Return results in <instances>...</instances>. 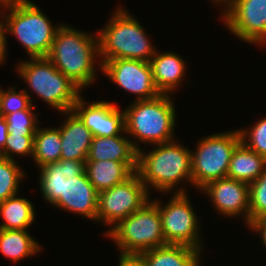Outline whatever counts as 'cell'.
I'll return each mask as SVG.
<instances>
[{"label": "cell", "instance_id": "10", "mask_svg": "<svg viewBox=\"0 0 266 266\" xmlns=\"http://www.w3.org/2000/svg\"><path fill=\"white\" fill-rule=\"evenodd\" d=\"M137 172L98 193L96 223L108 226L106 235L121 220L140 209L151 197ZM110 227V228H109Z\"/></svg>", "mask_w": 266, "mask_h": 266}, {"label": "cell", "instance_id": "13", "mask_svg": "<svg viewBox=\"0 0 266 266\" xmlns=\"http://www.w3.org/2000/svg\"><path fill=\"white\" fill-rule=\"evenodd\" d=\"M199 192L210 199L217 214L226 219L242 216L245 226L249 225V184L225 177L209 182Z\"/></svg>", "mask_w": 266, "mask_h": 266}, {"label": "cell", "instance_id": "23", "mask_svg": "<svg viewBox=\"0 0 266 266\" xmlns=\"http://www.w3.org/2000/svg\"><path fill=\"white\" fill-rule=\"evenodd\" d=\"M85 173L99 193L125 181L134 172L123 162L99 160L86 161Z\"/></svg>", "mask_w": 266, "mask_h": 266}, {"label": "cell", "instance_id": "3", "mask_svg": "<svg viewBox=\"0 0 266 266\" xmlns=\"http://www.w3.org/2000/svg\"><path fill=\"white\" fill-rule=\"evenodd\" d=\"M172 96L160 94L150 100L133 101L124 108L125 133L137 151L142 149L140 143L151 147L177 139V112Z\"/></svg>", "mask_w": 266, "mask_h": 266}, {"label": "cell", "instance_id": "8", "mask_svg": "<svg viewBox=\"0 0 266 266\" xmlns=\"http://www.w3.org/2000/svg\"><path fill=\"white\" fill-rule=\"evenodd\" d=\"M223 132L199 137L194 151L191 149L192 187L197 191L209 182L227 177L231 156L241 136L239 129Z\"/></svg>", "mask_w": 266, "mask_h": 266}, {"label": "cell", "instance_id": "20", "mask_svg": "<svg viewBox=\"0 0 266 266\" xmlns=\"http://www.w3.org/2000/svg\"><path fill=\"white\" fill-rule=\"evenodd\" d=\"M203 252L181 244H166L142 252L134 259L141 266H202Z\"/></svg>", "mask_w": 266, "mask_h": 266}, {"label": "cell", "instance_id": "15", "mask_svg": "<svg viewBox=\"0 0 266 266\" xmlns=\"http://www.w3.org/2000/svg\"><path fill=\"white\" fill-rule=\"evenodd\" d=\"M39 190L43 199L52 206L60 196H64L68 183L73 177L85 173V162L60 159L38 169Z\"/></svg>", "mask_w": 266, "mask_h": 266}, {"label": "cell", "instance_id": "36", "mask_svg": "<svg viewBox=\"0 0 266 266\" xmlns=\"http://www.w3.org/2000/svg\"><path fill=\"white\" fill-rule=\"evenodd\" d=\"M211 1L212 4H214L216 6V4L222 7V5H224L228 0H209Z\"/></svg>", "mask_w": 266, "mask_h": 266}, {"label": "cell", "instance_id": "4", "mask_svg": "<svg viewBox=\"0 0 266 266\" xmlns=\"http://www.w3.org/2000/svg\"><path fill=\"white\" fill-rule=\"evenodd\" d=\"M104 27L98 29L101 65L114 59H135L150 62L157 51L144 26L118 4Z\"/></svg>", "mask_w": 266, "mask_h": 266}, {"label": "cell", "instance_id": "7", "mask_svg": "<svg viewBox=\"0 0 266 266\" xmlns=\"http://www.w3.org/2000/svg\"><path fill=\"white\" fill-rule=\"evenodd\" d=\"M119 249V258H135L142 252L166 245L161 215L150 199L114 226L106 235Z\"/></svg>", "mask_w": 266, "mask_h": 266}, {"label": "cell", "instance_id": "14", "mask_svg": "<svg viewBox=\"0 0 266 266\" xmlns=\"http://www.w3.org/2000/svg\"><path fill=\"white\" fill-rule=\"evenodd\" d=\"M72 110L91 131L93 137H112L125 132L124 110L107 100L86 101L81 95Z\"/></svg>", "mask_w": 266, "mask_h": 266}, {"label": "cell", "instance_id": "32", "mask_svg": "<svg viewBox=\"0 0 266 266\" xmlns=\"http://www.w3.org/2000/svg\"><path fill=\"white\" fill-rule=\"evenodd\" d=\"M251 232L259 235L261 238V244L266 250V217L252 220L247 226Z\"/></svg>", "mask_w": 266, "mask_h": 266}, {"label": "cell", "instance_id": "9", "mask_svg": "<svg viewBox=\"0 0 266 266\" xmlns=\"http://www.w3.org/2000/svg\"><path fill=\"white\" fill-rule=\"evenodd\" d=\"M161 215L166 244H181L204 251L201 225L188 193H173L167 203L151 199Z\"/></svg>", "mask_w": 266, "mask_h": 266}, {"label": "cell", "instance_id": "30", "mask_svg": "<svg viewBox=\"0 0 266 266\" xmlns=\"http://www.w3.org/2000/svg\"><path fill=\"white\" fill-rule=\"evenodd\" d=\"M16 89V86H10L7 90L0 86V114L4 117L32 106L29 95L23 89Z\"/></svg>", "mask_w": 266, "mask_h": 266}, {"label": "cell", "instance_id": "21", "mask_svg": "<svg viewBox=\"0 0 266 266\" xmlns=\"http://www.w3.org/2000/svg\"><path fill=\"white\" fill-rule=\"evenodd\" d=\"M42 250L40 242L28 230L0 229V253L13 264L43 253Z\"/></svg>", "mask_w": 266, "mask_h": 266}, {"label": "cell", "instance_id": "24", "mask_svg": "<svg viewBox=\"0 0 266 266\" xmlns=\"http://www.w3.org/2000/svg\"><path fill=\"white\" fill-rule=\"evenodd\" d=\"M36 210L31 200L16 194L0 202V229L28 230L34 223Z\"/></svg>", "mask_w": 266, "mask_h": 266}, {"label": "cell", "instance_id": "11", "mask_svg": "<svg viewBox=\"0 0 266 266\" xmlns=\"http://www.w3.org/2000/svg\"><path fill=\"white\" fill-rule=\"evenodd\" d=\"M223 25L240 41L266 46V0H228L221 8Z\"/></svg>", "mask_w": 266, "mask_h": 266}, {"label": "cell", "instance_id": "19", "mask_svg": "<svg viewBox=\"0 0 266 266\" xmlns=\"http://www.w3.org/2000/svg\"><path fill=\"white\" fill-rule=\"evenodd\" d=\"M126 135L124 132L122 135L112 137H93L87 161L112 160L123 162L133 172H136L138 151Z\"/></svg>", "mask_w": 266, "mask_h": 266}, {"label": "cell", "instance_id": "12", "mask_svg": "<svg viewBox=\"0 0 266 266\" xmlns=\"http://www.w3.org/2000/svg\"><path fill=\"white\" fill-rule=\"evenodd\" d=\"M101 73L112 84L136 96L134 101L150 100L160 95L152 74L150 62L135 59H114L104 62Z\"/></svg>", "mask_w": 266, "mask_h": 266}, {"label": "cell", "instance_id": "27", "mask_svg": "<svg viewBox=\"0 0 266 266\" xmlns=\"http://www.w3.org/2000/svg\"><path fill=\"white\" fill-rule=\"evenodd\" d=\"M36 107L32 105L29 109L19 110L5 116L8 124V134H35L40 120L37 115Z\"/></svg>", "mask_w": 266, "mask_h": 266}, {"label": "cell", "instance_id": "26", "mask_svg": "<svg viewBox=\"0 0 266 266\" xmlns=\"http://www.w3.org/2000/svg\"><path fill=\"white\" fill-rule=\"evenodd\" d=\"M18 164L0 156V202L21 192L20 185L27 173Z\"/></svg>", "mask_w": 266, "mask_h": 266}, {"label": "cell", "instance_id": "35", "mask_svg": "<svg viewBox=\"0 0 266 266\" xmlns=\"http://www.w3.org/2000/svg\"><path fill=\"white\" fill-rule=\"evenodd\" d=\"M118 266H141L134 258H119Z\"/></svg>", "mask_w": 266, "mask_h": 266}, {"label": "cell", "instance_id": "17", "mask_svg": "<svg viewBox=\"0 0 266 266\" xmlns=\"http://www.w3.org/2000/svg\"><path fill=\"white\" fill-rule=\"evenodd\" d=\"M187 60L175 51L161 53L157 49L150 59L154 84L160 94L174 95L182 86L184 77L187 74Z\"/></svg>", "mask_w": 266, "mask_h": 266}, {"label": "cell", "instance_id": "1", "mask_svg": "<svg viewBox=\"0 0 266 266\" xmlns=\"http://www.w3.org/2000/svg\"><path fill=\"white\" fill-rule=\"evenodd\" d=\"M178 141L152 145L149 152L143 148L138 151L136 172L149 194L153 190L166 195L188 193L183 185H192V154L188 146Z\"/></svg>", "mask_w": 266, "mask_h": 266}, {"label": "cell", "instance_id": "31", "mask_svg": "<svg viewBox=\"0 0 266 266\" xmlns=\"http://www.w3.org/2000/svg\"><path fill=\"white\" fill-rule=\"evenodd\" d=\"M35 134H8L6 144L3 149V157L17 161L16 156L30 157L33 155V144Z\"/></svg>", "mask_w": 266, "mask_h": 266}, {"label": "cell", "instance_id": "25", "mask_svg": "<svg viewBox=\"0 0 266 266\" xmlns=\"http://www.w3.org/2000/svg\"><path fill=\"white\" fill-rule=\"evenodd\" d=\"M61 134L56 127H42L39 125L34 135L32 159L39 169L46 164L58 162L61 156Z\"/></svg>", "mask_w": 266, "mask_h": 266}, {"label": "cell", "instance_id": "29", "mask_svg": "<svg viewBox=\"0 0 266 266\" xmlns=\"http://www.w3.org/2000/svg\"><path fill=\"white\" fill-rule=\"evenodd\" d=\"M266 217V169L249 185V223Z\"/></svg>", "mask_w": 266, "mask_h": 266}, {"label": "cell", "instance_id": "22", "mask_svg": "<svg viewBox=\"0 0 266 266\" xmlns=\"http://www.w3.org/2000/svg\"><path fill=\"white\" fill-rule=\"evenodd\" d=\"M266 169V158L240 142L231 156L227 177L251 184Z\"/></svg>", "mask_w": 266, "mask_h": 266}, {"label": "cell", "instance_id": "2", "mask_svg": "<svg viewBox=\"0 0 266 266\" xmlns=\"http://www.w3.org/2000/svg\"><path fill=\"white\" fill-rule=\"evenodd\" d=\"M47 58L82 91L87 89L94 85L102 68L97 32L89 34L61 23Z\"/></svg>", "mask_w": 266, "mask_h": 266}, {"label": "cell", "instance_id": "16", "mask_svg": "<svg viewBox=\"0 0 266 266\" xmlns=\"http://www.w3.org/2000/svg\"><path fill=\"white\" fill-rule=\"evenodd\" d=\"M97 203L98 192L84 173L73 177L68 183L64 196H60L52 206L96 222Z\"/></svg>", "mask_w": 266, "mask_h": 266}, {"label": "cell", "instance_id": "28", "mask_svg": "<svg viewBox=\"0 0 266 266\" xmlns=\"http://www.w3.org/2000/svg\"><path fill=\"white\" fill-rule=\"evenodd\" d=\"M252 124L239 128L241 142L266 158V116Z\"/></svg>", "mask_w": 266, "mask_h": 266}, {"label": "cell", "instance_id": "33", "mask_svg": "<svg viewBox=\"0 0 266 266\" xmlns=\"http://www.w3.org/2000/svg\"><path fill=\"white\" fill-rule=\"evenodd\" d=\"M7 31H6V27L5 24L2 20V18L0 17V65L5 64V61L7 60Z\"/></svg>", "mask_w": 266, "mask_h": 266}, {"label": "cell", "instance_id": "18", "mask_svg": "<svg viewBox=\"0 0 266 266\" xmlns=\"http://www.w3.org/2000/svg\"><path fill=\"white\" fill-rule=\"evenodd\" d=\"M60 114L66 116L58 126L62 146L60 159L86 162L93 138L91 131L73 110Z\"/></svg>", "mask_w": 266, "mask_h": 266}, {"label": "cell", "instance_id": "5", "mask_svg": "<svg viewBox=\"0 0 266 266\" xmlns=\"http://www.w3.org/2000/svg\"><path fill=\"white\" fill-rule=\"evenodd\" d=\"M46 15L32 0H3L0 7L7 34L14 35L29 58L47 57L61 26Z\"/></svg>", "mask_w": 266, "mask_h": 266}, {"label": "cell", "instance_id": "6", "mask_svg": "<svg viewBox=\"0 0 266 266\" xmlns=\"http://www.w3.org/2000/svg\"><path fill=\"white\" fill-rule=\"evenodd\" d=\"M15 65L18 77L27 85L23 90L29 95L34 106L36 104L33 102L32 92L48 104V107L61 113L72 110L78 98L83 95L82 90L47 57L27 58Z\"/></svg>", "mask_w": 266, "mask_h": 266}, {"label": "cell", "instance_id": "34", "mask_svg": "<svg viewBox=\"0 0 266 266\" xmlns=\"http://www.w3.org/2000/svg\"><path fill=\"white\" fill-rule=\"evenodd\" d=\"M8 124L4 116L0 114V156L3 157V149L8 137Z\"/></svg>", "mask_w": 266, "mask_h": 266}]
</instances>
